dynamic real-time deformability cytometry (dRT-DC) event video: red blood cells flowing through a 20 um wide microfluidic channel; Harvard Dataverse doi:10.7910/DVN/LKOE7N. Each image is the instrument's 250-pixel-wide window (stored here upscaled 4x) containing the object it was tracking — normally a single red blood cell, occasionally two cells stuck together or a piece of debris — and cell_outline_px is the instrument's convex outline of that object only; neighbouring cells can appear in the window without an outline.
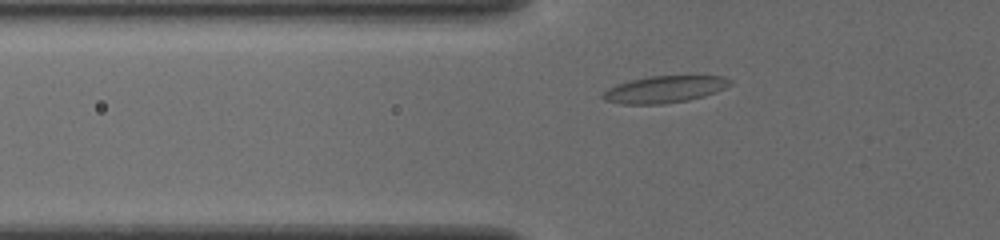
{"species": "common noctule bat (a hibernating species)", "species_latin": "Nyctalus noctula", "temperature_condition": "cold", "stored_images_in_passage": 38, "camera_frame_rate_fps": 3000, "um_per_image_px": 0.085, "animal": {"sex": "female", "body_mass_g": 19.5, "forearm_length_mm": 54.1}, "frame": {"image": 1, "passage_image": 3, "time_ms": 0.667, "image_size_px": [1000, 240], "cell_outline_px": [[732, 84], [716, 92], [704, 96], [688, 100], [664, 104], [624, 104], [604, 100], [600, 96], [608, 88], [616, 84], [628, 80], [648, 76], [724, 76], [732, 80]], "centroid_in_image_um": [56.47, 7.59], "position_along_channel_um": 69.3, "area_um2": 20.06}}
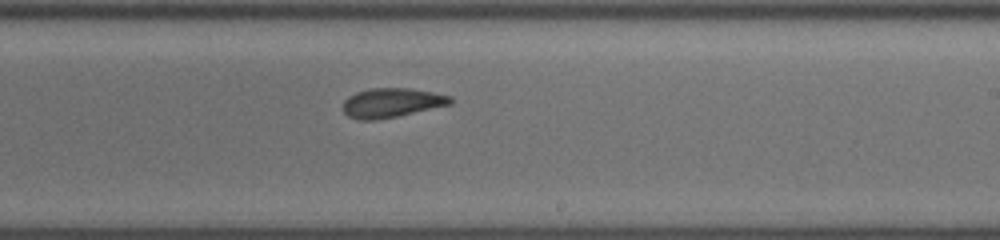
{"frame": {"image": 2, "passage_image": 18, "time_ms": 5.667, "image_size_px": [1000, 240], "cell_outline_px": [[452, 104], [396, 116], [372, 120], [360, 120], [348, 116], [340, 108], [344, 100], [348, 96], [356, 92], [372, 88], [408, 88], [432, 92], [452, 96]], "centroid_in_image_um": [33.25, 8.73], "position_along_channel_um": 255.8, "area_um2": 18.32}}
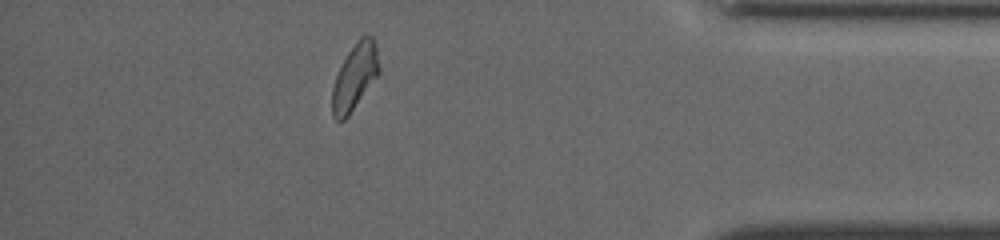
{"frame": {"image": 3, "passage_image": 32, "time_ms": 10.333, "image_size_px": [1000, 240], "cell_outline_px": [[380, 72], [348, 116], [344, 120], [336, 120], [332, 116], [332, 88], [336, 76], [348, 52], [356, 40], [360, 36], [372, 36], [376, 44], [380, 68]], "centroid_in_image_um": [30.16, 6.52], "position_along_channel_um": 405.0, "area_um2": 17.92}, "authors_computed_cell_mechanics": {"area_um2": 18.3804, "velocity_mm_per_s": 3.8233, "shape_relaxation_time_tau1_ms": 5.9257, "shape_relaxation_time_tau2_ms": 2.4919, "deformation_change_tau1": 0.1585, "deformation_change_tau2": 0.0723}}